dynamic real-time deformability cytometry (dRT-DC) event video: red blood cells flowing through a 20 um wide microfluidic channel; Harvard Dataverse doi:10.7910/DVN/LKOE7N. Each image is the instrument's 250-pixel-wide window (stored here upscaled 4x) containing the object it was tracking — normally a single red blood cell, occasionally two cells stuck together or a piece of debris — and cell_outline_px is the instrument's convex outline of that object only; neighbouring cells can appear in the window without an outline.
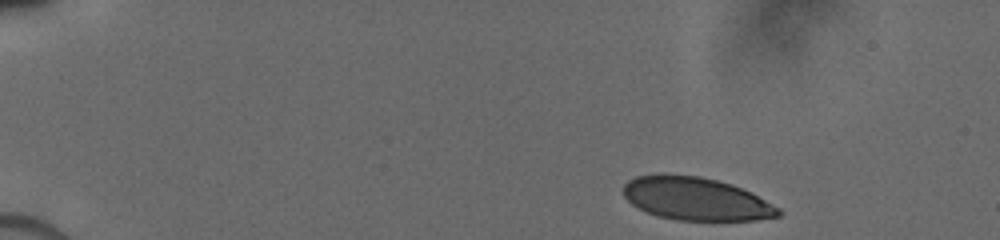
{"species": "human", "species_latin": "Homo sapiens", "temperature_condition": "cold", "stored_images_in_passage": 25, "camera_frame_rate_fps": 3000, "um_per_image_px": 0.085, "donor": {"sex": "male"}, "frame": {"image": 1, "passage_image": 1, "time_ms": 0.0, "image_size_px": [1000, 240], "cell_outline_px": [[784, 212], [780, 216], [756, 220], [676, 220], [660, 216], [648, 212], [632, 204], [624, 196], [624, 184], [628, 180], [636, 176], [656, 172], [664, 172], [700, 176], [732, 184], [780, 208]], "centroid_in_image_um": [59.12, 16.87], "position_along_channel_um": 25.9, "area_um2": 38.96}}
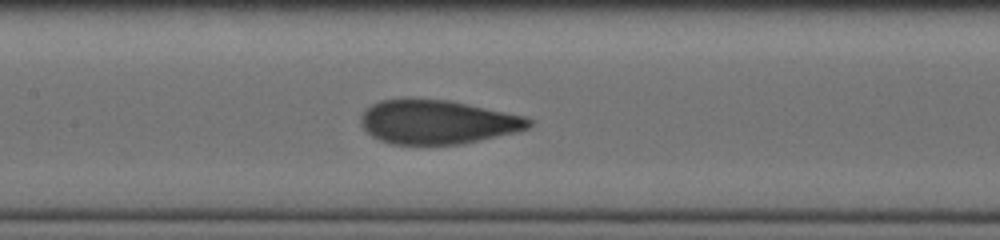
{"frame": {"image": 2, "passage_image": 11, "time_ms": 6.333, "image_size_px": [1000, 240], "cell_outline_px": [[536, 120], [528, 128], [520, 132], [464, 144], [392, 144], [380, 140], [372, 136], [360, 124], [360, 116], [364, 108], [380, 100], [404, 96], [448, 100], [468, 104], [524, 116]], "centroid_in_image_um": [37.17, 10.34], "position_along_channel_um": 170.2, "area_um2": 44.1}}
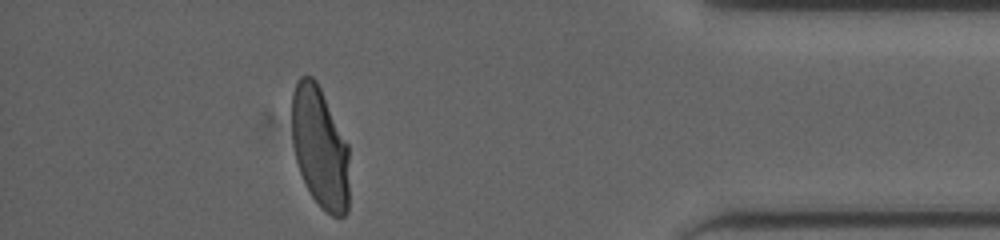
{"frame": {"image": 3, "passage_image": 22, "time_ms": 13.0, "image_size_px": [1000, 240], "cell_outline_px": [[348, 212], [344, 216], [332, 216], [320, 208], [312, 196], [300, 172], [296, 160], [292, 140], [292, 92], [296, 80], [300, 76], [312, 76], [316, 80], [348, 144]], "centroid_in_image_um": [27.19, 12.53], "position_along_channel_um": 408.0, "area_um2": 40.58}}